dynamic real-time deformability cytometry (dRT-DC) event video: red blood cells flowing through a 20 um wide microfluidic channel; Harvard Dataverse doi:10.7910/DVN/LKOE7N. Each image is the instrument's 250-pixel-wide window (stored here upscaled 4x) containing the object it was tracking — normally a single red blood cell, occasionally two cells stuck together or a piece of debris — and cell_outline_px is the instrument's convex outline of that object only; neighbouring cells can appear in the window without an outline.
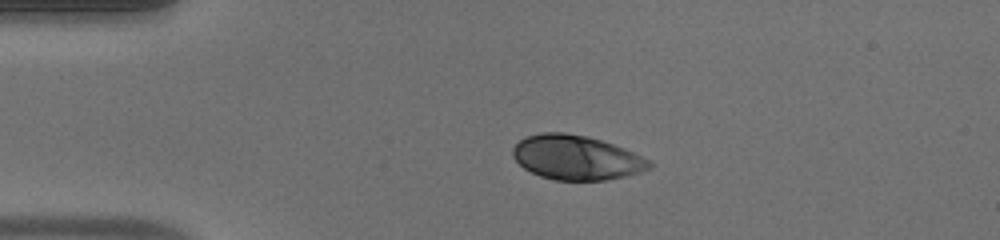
{"species": "human", "species_latin": "Homo sapiens", "temperature_condition": "warm", "stored_images_in_passage": 43, "camera_frame_rate_fps": 3000, "um_per_image_px": 0.085, "donor": {"sex": "male"}, "frame": {"image": 1, "passage_image": 1, "time_ms": 0.0, "image_size_px": [1000, 240], "cell_outline_px": [[652, 164], [644, 168], [620, 176], [604, 180], [556, 180], [540, 176], [524, 168], [516, 160], [512, 152], [516, 144], [520, 140], [528, 136], [548, 132], [560, 132], [584, 136], [600, 140], [620, 148]], "centroid_in_image_um": [48.83, 13.39], "position_along_channel_um": 36.2, "area_um2": 33.64}}
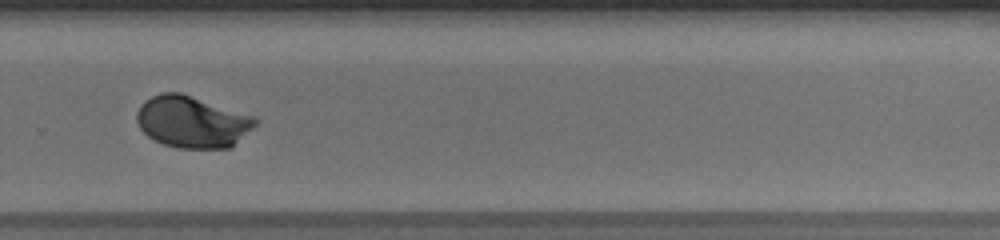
{"frame": {"image": 2, "passage_image": 26, "time_ms": 8.333, "image_size_px": [1000, 240], "cell_outline_px": [[256, 124], [228, 148], [184, 148], [164, 144], [148, 136], [140, 128], [136, 120], [136, 116], [140, 108], [152, 96], [164, 92], [176, 92], [188, 96], [256, 120]], "centroid_in_image_um": [16.22, 10.39], "position_along_channel_um": 313.6, "area_um2": 33.64}}
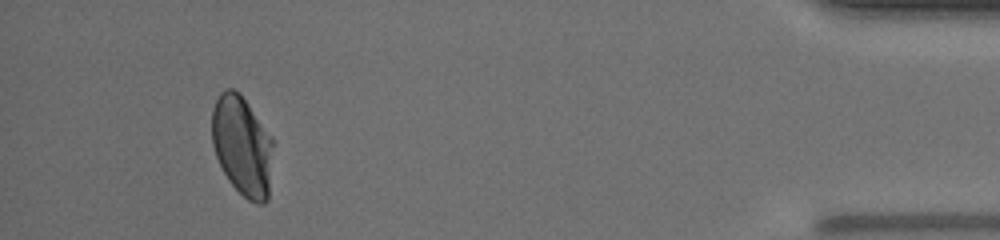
{"frame": {"image": 3, "passage_image": 39, "time_ms": 12.667, "image_size_px": [1000, 240], "cell_outline_px": [[272, 144], [268, 200], [260, 204], [248, 200], [232, 184], [224, 172], [216, 156], [212, 140], [212, 112], [216, 100], [220, 92], [228, 88], [232, 88], [244, 100], [272, 140]], "centroid_in_image_um": [20.56, 12.42], "position_along_channel_um": 414.6, "area_um2": 34.39}, "authors_computed_cell_mechanics": {"area_um2": 33.9286, "velocity_mm_per_s": 3.8251, "shape_relaxation_time_tau1_ms": 2.7875, "shape_relaxation_time_tau2_ms": null, "deformation_change_tau1": 0.1567, "deformation_change_tau2": null}}